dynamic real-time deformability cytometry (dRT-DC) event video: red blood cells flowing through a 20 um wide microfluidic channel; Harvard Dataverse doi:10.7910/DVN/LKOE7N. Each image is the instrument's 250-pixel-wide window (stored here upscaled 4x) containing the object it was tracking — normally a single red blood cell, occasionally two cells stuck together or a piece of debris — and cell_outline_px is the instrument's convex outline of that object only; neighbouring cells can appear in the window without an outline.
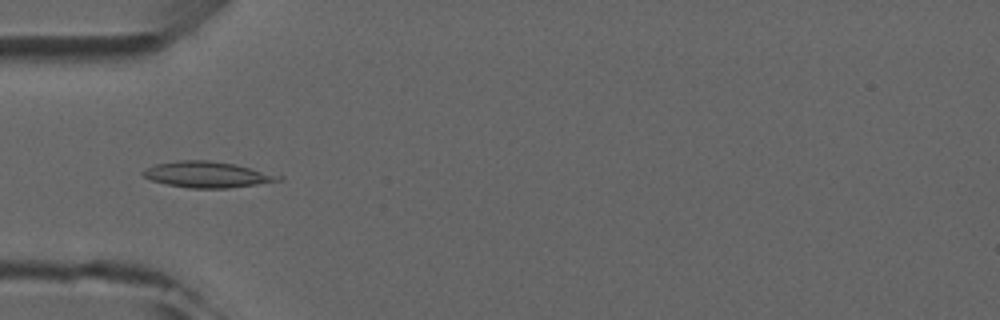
{"species": "common noctule bat (a hibernating species)", "species_latin": "Nyctalus noctula", "temperature_condition": "room temperature", "stored_images_in_passage": 5, "camera_frame_rate_fps": 3000, "um_per_image_px": 0.085, "animal": {"sex": "male", "forearm_length_mm": 52.5}, "frame": {"image": 1, "passage_image": 3, "time_ms": 3.0, "image_size_px": [1000, 320], "cell_outline_px": [[284, 180], [228, 188], [188, 188], [168, 184], [152, 180], [144, 176], [140, 172], [156, 164], [176, 160], [208, 160], [236, 164], [284, 176]], "centroid_in_image_um": [17.66, 14.83], "position_along_channel_um": 67.3, "area_um2": 20.46}}